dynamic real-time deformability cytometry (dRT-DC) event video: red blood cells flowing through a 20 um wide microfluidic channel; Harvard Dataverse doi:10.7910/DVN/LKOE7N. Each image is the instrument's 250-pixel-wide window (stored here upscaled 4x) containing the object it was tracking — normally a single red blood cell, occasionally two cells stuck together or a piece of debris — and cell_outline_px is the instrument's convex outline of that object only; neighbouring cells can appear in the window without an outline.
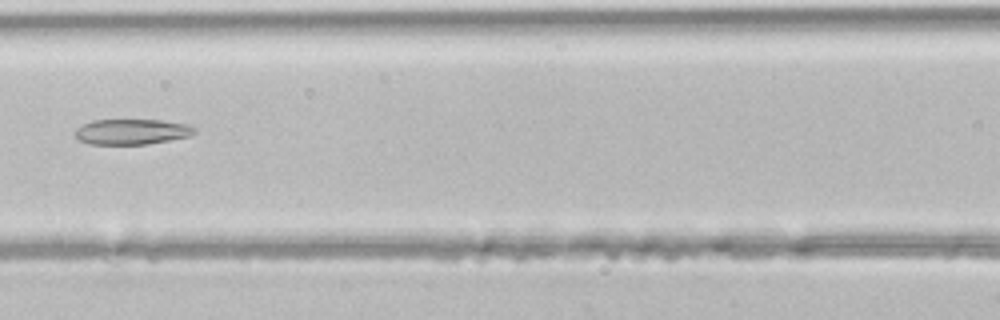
{"species": "common noctule bat (a hibernating species)", "species_latin": "Nyctalus noctula", "temperature_condition": "room temperature", "stored_images_in_passage": 4, "camera_frame_rate_fps": 3000, "um_per_image_px": 0.085, "animal": {"sex": "male", "body_mass_g": 21.5, "forearm_length_mm": 52.0}, "frame": {"image": 1, "passage_image": 4, "time_ms": 1.0, "image_size_px": [1000, 320], "cell_outline_px": [[196, 132], [188, 136], [148, 144], [92, 144], [80, 140], [76, 136], [76, 128], [92, 120], [160, 120], [184, 124], [196, 128]], "centroid_in_image_um": [11.19, 11.19], "position_along_channel_um": 155.4, "area_um2": 17.4}}